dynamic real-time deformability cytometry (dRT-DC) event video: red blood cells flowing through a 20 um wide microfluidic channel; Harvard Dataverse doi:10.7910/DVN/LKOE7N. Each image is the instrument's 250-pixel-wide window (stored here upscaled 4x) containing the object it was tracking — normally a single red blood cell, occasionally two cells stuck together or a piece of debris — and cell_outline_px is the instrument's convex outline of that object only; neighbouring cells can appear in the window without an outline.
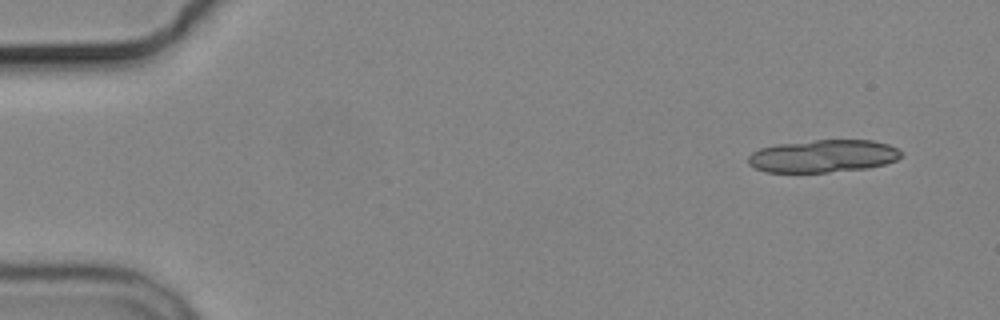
{"species": "common noctule bat (a hibernating species)", "species_latin": "Nyctalus noctula", "temperature_condition": "cold", "stored_images_in_passage": 6, "camera_frame_rate_fps": 3000, "um_per_image_px": 0.085, "animal": {"sex": "male", "body_mass_g": 19.2, "forearm_length_mm": 51.8}, "frame": {"image": 1, "passage_image": 1, "time_ms": 0.0, "image_size_px": [1000, 320], "cell_outline_px": [[900, 156], [896, 160], [884, 164], [868, 168], [828, 172], [768, 172], [756, 168], [748, 164], [748, 156], [752, 152], [760, 148], [776, 144], [816, 140], [872, 140], [888, 144], [896, 148], [900, 152]], "centroid_in_image_um": [69.94, 13.26], "position_along_channel_um": 15.1, "area_um2": 28.96}}
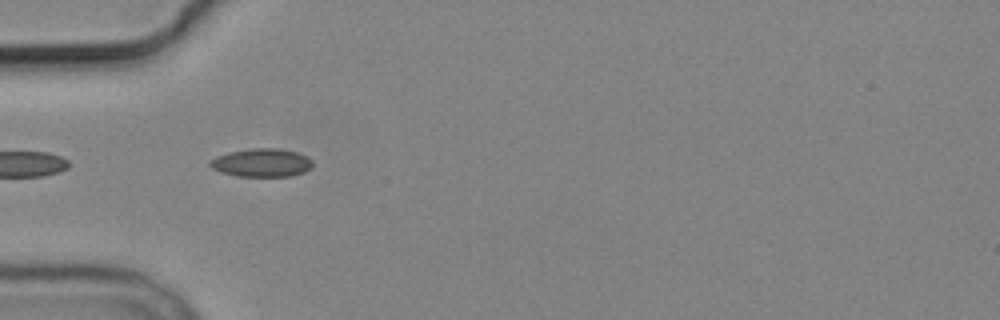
{"frame": {"image": 2, "passage_image": 5, "time_ms": 4.667, "image_size_px": [1000, 320], "cell_outline_px": [[312, 168], [304, 172], [292, 176], [236, 176], [220, 172], [212, 168], [208, 164], [208, 160], [216, 156], [228, 152], [252, 148], [280, 148], [296, 152], [308, 156], [312, 160]], "centroid_in_image_um": [22.23, 13.83], "position_along_channel_um": 62.8, "area_um2": 17.17}}